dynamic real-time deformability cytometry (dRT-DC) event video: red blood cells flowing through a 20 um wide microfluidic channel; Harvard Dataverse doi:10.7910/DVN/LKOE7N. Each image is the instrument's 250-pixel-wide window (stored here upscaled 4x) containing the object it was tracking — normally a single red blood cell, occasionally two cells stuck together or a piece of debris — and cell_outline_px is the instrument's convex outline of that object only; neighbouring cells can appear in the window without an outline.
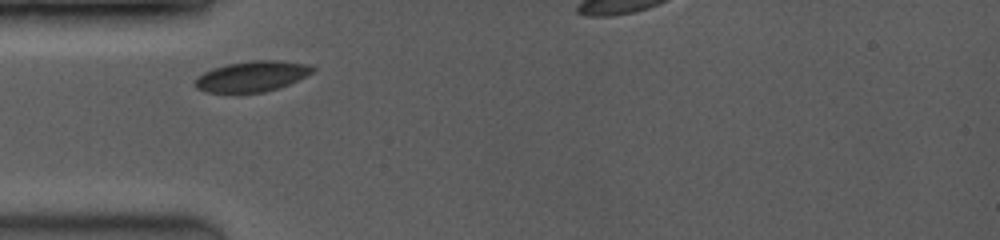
{"species": "common noctule bat (a hibernating species)", "species_latin": "Nyctalus noctula", "temperature_condition": "room temperature", "stored_images_in_passage": 26, "segment_of_instrument_passage": [1, 2], "camera_frame_rate_fps": 3500, "um_per_image_px": 0.085, "animal": {"sex": "female", "body_mass_g": 19.0, "forearm_length_mm": 53.3}, "frame": {"image": 1, "passage_image": 1, "time_ms": 0.0, "image_size_px": [1000, 240], "cell_outline_px": [[316, 68], [312, 72], [288, 84], [264, 92], [236, 96], [204, 92], [196, 88], [196, 76], [212, 68], [228, 64], [252, 60], [280, 60], [308, 64]], "centroid_in_image_um": [21.34, 6.53], "position_along_channel_um": 63.7, "area_um2": 21.56}}
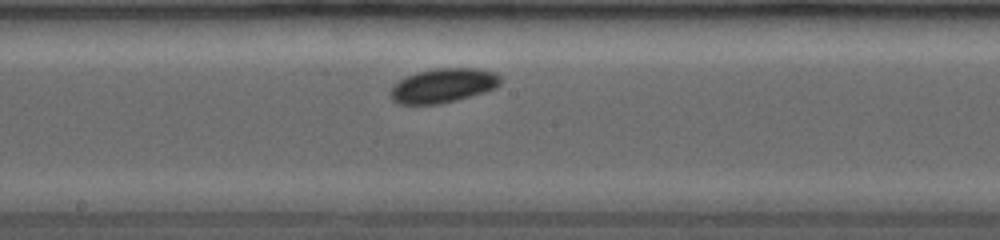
{"frame": {"image": 2, "passage_image": 11, "time_ms": 3.714, "image_size_px": [1000, 240], "cell_outline_px": [[500, 84], [496, 88], [484, 92], [456, 100], [440, 104], [396, 104], [388, 96], [388, 92], [400, 80], [416, 72], [436, 68], [476, 68], [496, 72], [500, 76]], "centroid_in_image_um": [37.65, 7.27], "position_along_channel_um": 210.5, "area_um2": 22.08}}
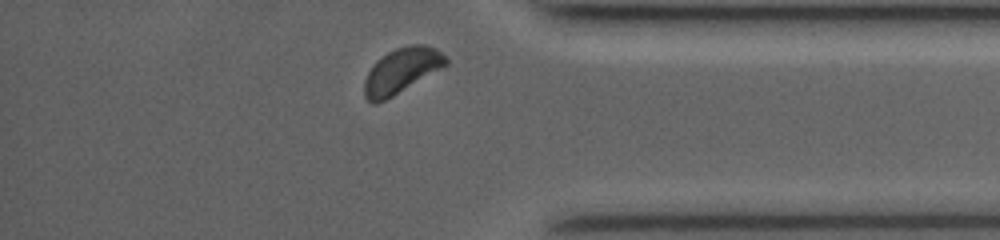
{"frame": {"image": 3, "passage_image": 23, "time_ms": 8.571, "image_size_px": [1000, 240], "cell_outline_px": [[448, 64], [392, 96], [376, 104], [372, 104], [364, 96], [364, 80], [372, 64], [380, 56], [396, 48], [412, 44], [424, 44], [436, 48], [448, 60]], "centroid_in_image_um": [34.09, 5.99], "position_along_channel_um": 401.1, "area_um2": 21.27}}